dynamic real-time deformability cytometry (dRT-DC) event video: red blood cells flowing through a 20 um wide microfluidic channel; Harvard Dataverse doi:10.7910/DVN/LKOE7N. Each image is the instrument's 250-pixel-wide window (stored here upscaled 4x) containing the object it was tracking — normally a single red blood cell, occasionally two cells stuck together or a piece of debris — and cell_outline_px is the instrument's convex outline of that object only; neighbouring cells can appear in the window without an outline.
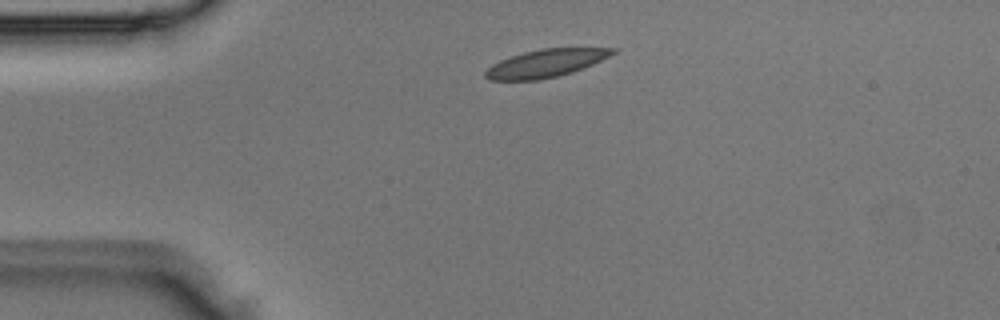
{"species": "Egyptian fruit bat (a non-hibernating species)", "species_latin": "Rousettus aegyptiacus", "temperature_condition": "room temperature", "stored_images_in_passage": 1, "camera_frame_rate_fps": 3000, "um_per_image_px": 0.085, "animal": {"sex": "male"}, "frame": {"image": 1, "passage_image": 1, "time_ms": 0.0, "image_size_px": [1000, 320], "cell_outline_px": [[616, 52], [592, 64], [572, 72], [540, 80], [488, 80], [484, 76], [484, 72], [492, 64], [500, 60], [524, 52], [540, 48], [616, 48]], "centroid_in_image_um": [46.34, 5.38], "position_along_channel_um": 38.7, "area_um2": 20.4}}